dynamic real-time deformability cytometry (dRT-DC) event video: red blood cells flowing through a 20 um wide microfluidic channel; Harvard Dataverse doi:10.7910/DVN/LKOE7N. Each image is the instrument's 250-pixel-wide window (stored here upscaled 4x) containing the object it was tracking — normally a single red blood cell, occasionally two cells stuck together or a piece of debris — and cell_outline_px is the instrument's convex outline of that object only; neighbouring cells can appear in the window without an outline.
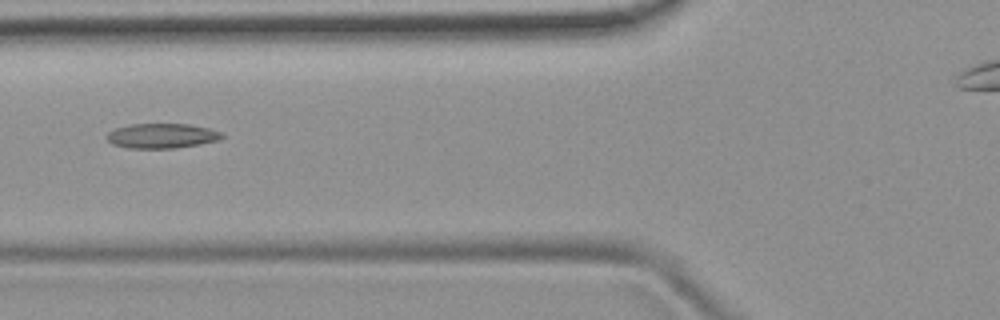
{"species": "common noctule bat (a hibernating species)", "species_latin": "Nyctalus noctula", "temperature_condition": "room temperature", "stored_images_in_passage": 6, "camera_frame_rate_fps": 3000, "um_per_image_px": 0.085, "animal": {"sex": "female", "body_mass_g": 19.9}, "frame": {"image": 1, "passage_image": 6, "time_ms": 5.667, "image_size_px": [1000, 320], "cell_outline_px": [[224, 136], [220, 140], [200, 144], [172, 148], [128, 148], [112, 144], [104, 136], [108, 132], [116, 128], [132, 124], [188, 124], [208, 128], [220, 132]], "centroid_in_image_um": [13.73, 11.55], "position_along_channel_um": 112.1, "area_um2": 16.59}}